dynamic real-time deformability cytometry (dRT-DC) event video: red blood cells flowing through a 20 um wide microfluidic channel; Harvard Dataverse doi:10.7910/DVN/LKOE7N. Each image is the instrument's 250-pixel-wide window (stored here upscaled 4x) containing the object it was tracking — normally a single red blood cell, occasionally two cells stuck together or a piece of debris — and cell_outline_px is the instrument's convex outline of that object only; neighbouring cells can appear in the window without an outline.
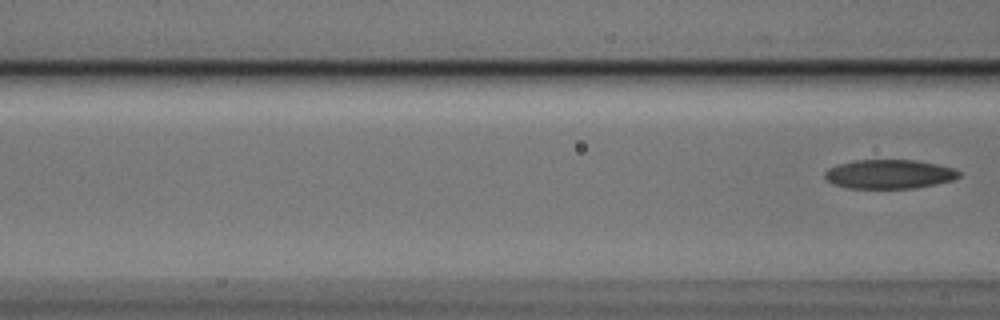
{"species": "Egyptian fruit bat (a non-hibernating species)", "species_latin": "Rousettus aegyptiacus", "temperature_condition": "cold", "stored_images_in_passage": 8, "camera_frame_rate_fps": 3000, "um_per_image_px": 0.085, "animal": {"sex": "male"}, "frame": {"image": 1, "passage_image": 8, "time_ms": 2.333, "image_size_px": [1000, 320], "cell_outline_px": [[960, 176], [952, 180], [936, 184], [916, 188], [848, 188], [832, 184], [824, 176], [824, 172], [828, 168], [840, 164], [856, 160], [916, 160], [956, 168], [960, 172]], "centroid_in_image_um": [75.6, 14.8], "position_along_channel_um": 91.0, "area_um2": 22.77}}